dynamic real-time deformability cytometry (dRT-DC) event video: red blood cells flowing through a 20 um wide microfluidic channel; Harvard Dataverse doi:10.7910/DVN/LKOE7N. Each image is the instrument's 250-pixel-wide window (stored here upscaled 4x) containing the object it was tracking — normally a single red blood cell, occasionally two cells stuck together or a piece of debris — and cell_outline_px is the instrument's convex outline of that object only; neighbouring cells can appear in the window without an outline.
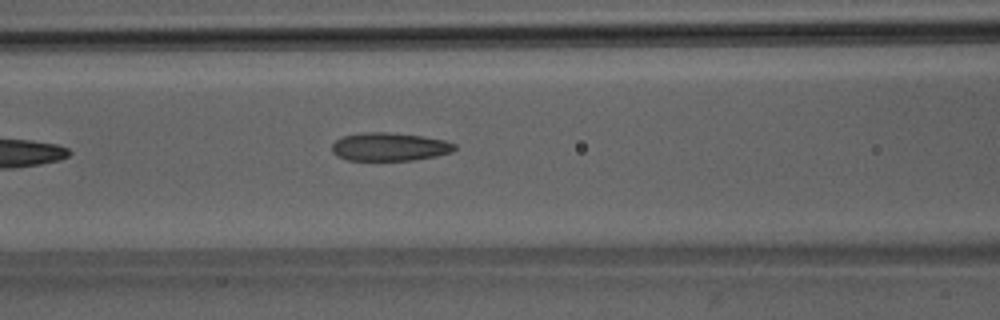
{"species": "Egyptian fruit bat (a non-hibernating species)", "species_latin": "Rousettus aegyptiacus", "temperature_condition": "room temperature", "stored_images_in_passage": 7, "camera_frame_rate_fps": 3000, "um_per_image_px": 0.085, "animal": {"sex": "male"}, "frame": {"image": 1, "passage_image": 7, "time_ms": 7.0, "image_size_px": [1000, 320], "cell_outline_px": [[456, 148], [452, 152], [436, 156], [412, 160], [348, 160], [336, 156], [332, 152], [332, 144], [336, 140], [344, 136], [368, 132], [388, 132], [420, 136], [444, 140], [456, 144]], "centroid_in_image_um": [33.11, 12.48], "position_along_channel_um": 133.5, "area_um2": 20.06}}